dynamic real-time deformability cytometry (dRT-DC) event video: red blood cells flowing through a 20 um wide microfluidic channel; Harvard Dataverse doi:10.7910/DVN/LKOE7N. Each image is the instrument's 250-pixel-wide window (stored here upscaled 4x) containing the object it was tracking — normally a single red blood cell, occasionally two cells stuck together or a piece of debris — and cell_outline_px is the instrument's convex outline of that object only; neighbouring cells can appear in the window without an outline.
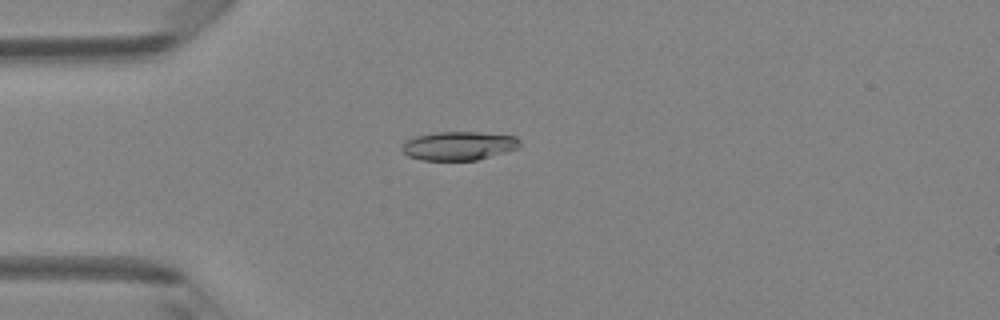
{"species": "Egyptian fruit bat (a non-hibernating species)", "species_latin": "Rousettus aegyptiacus", "temperature_condition": "room temperature", "stored_images_in_passage": 48, "camera_frame_rate_fps": 3000, "um_per_image_px": 0.085, "animal": {"sex": "female"}, "frame": {"image": 1, "passage_image": 13, "time_ms": 4.0, "image_size_px": [1000, 320], "cell_outline_px": [[520, 148], [476, 160], [420, 160], [408, 156], [400, 148], [408, 140], [416, 136], [436, 132], [480, 132], [516, 136], [520, 140]], "centroid_in_image_um": [39.02, 12.39], "position_along_channel_um": 46.0, "area_um2": 19.71}}
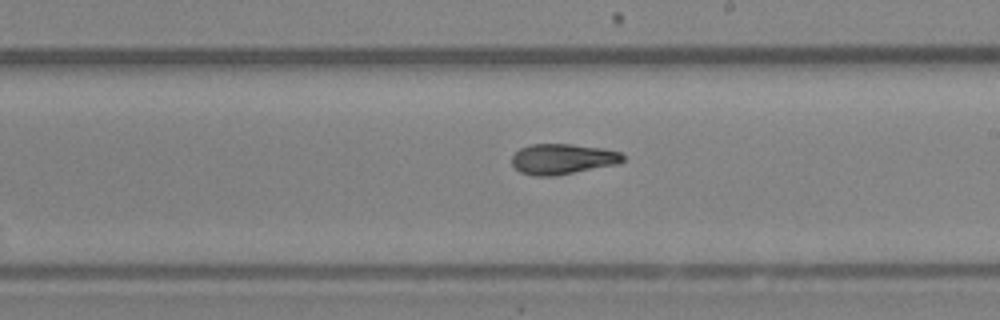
{"frame": {"image": 2, "passage_image": 28, "time_ms": 9.0, "image_size_px": [1000, 320], "cell_outline_px": [[624, 160], [620, 164], [552, 176], [532, 176], [520, 172], [512, 164], [512, 156], [520, 148], [532, 144], [572, 144], [604, 148], [620, 152], [624, 156]], "centroid_in_image_um": [47.84, 13.51], "position_along_channel_um": 241.2, "area_um2": 19.83}}
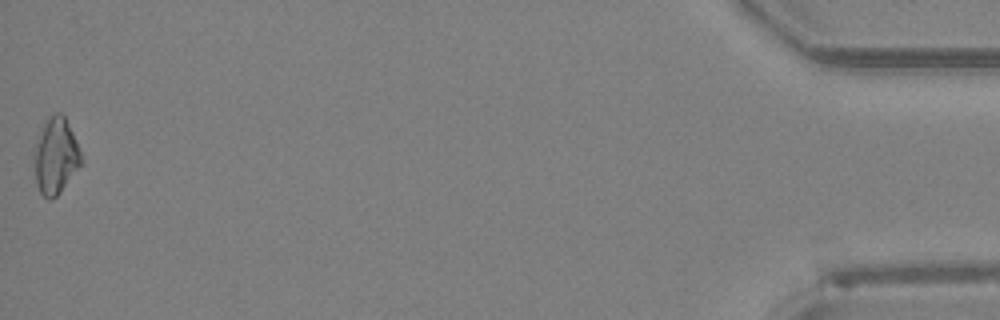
{"frame": {"image": 3, "passage_image": 48, "time_ms": 15.667, "image_size_px": [1000, 320], "cell_outline_px": [[84, 164], [60, 192], [52, 200], [48, 200], [40, 192], [36, 184], [36, 144], [40, 128], [44, 120], [48, 116], [56, 112], [60, 112], [64, 116], [72, 132], [84, 160]], "centroid_in_image_um": [4.78, 13.26], "position_along_channel_um": 430.4, "area_um2": 20.87}, "authors_computed_cell_mechanics": {"area_um2": 19.8543, "velocity_mm_per_s": 4.2667, "shape_relaxation_time_tau1_ms": null, "shape_relaxation_time_tau2_ms": 1.7664, "deformation_change_tau1": null, "deformation_change_tau2": 0.0617}}